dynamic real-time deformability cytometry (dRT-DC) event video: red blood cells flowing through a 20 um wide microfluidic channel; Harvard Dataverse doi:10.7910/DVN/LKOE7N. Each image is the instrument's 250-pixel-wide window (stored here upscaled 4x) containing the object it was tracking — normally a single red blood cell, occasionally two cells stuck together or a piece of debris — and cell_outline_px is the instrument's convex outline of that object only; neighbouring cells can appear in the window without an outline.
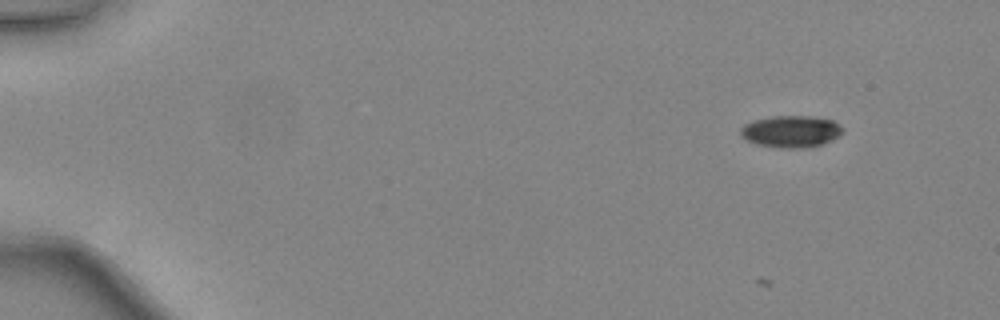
{"species": "common noctule bat (a hibernating species)", "species_latin": "Nyctalus noctula", "temperature_condition": "warm", "stored_images_in_passage": 2, "camera_frame_rate_fps": 3000, "um_per_image_px": 0.085, "animal": {"sex": "female", "body_mass_g": 24.6, "forearm_length_mm": 56.2}, "frame": {"image": 1, "passage_image": 2, "time_ms": 0.333, "image_size_px": [1000, 320], "cell_outline_px": [[844, 132], [840, 136], [824, 144], [808, 148], [780, 148], [756, 144], [744, 140], [740, 136], [740, 128], [744, 124], [752, 120], [772, 116], [812, 116], [832, 120], [840, 124], [844, 128]], "centroid_in_image_um": [67.24, 11.18], "position_along_channel_um": 17.8, "area_um2": 19.48}}